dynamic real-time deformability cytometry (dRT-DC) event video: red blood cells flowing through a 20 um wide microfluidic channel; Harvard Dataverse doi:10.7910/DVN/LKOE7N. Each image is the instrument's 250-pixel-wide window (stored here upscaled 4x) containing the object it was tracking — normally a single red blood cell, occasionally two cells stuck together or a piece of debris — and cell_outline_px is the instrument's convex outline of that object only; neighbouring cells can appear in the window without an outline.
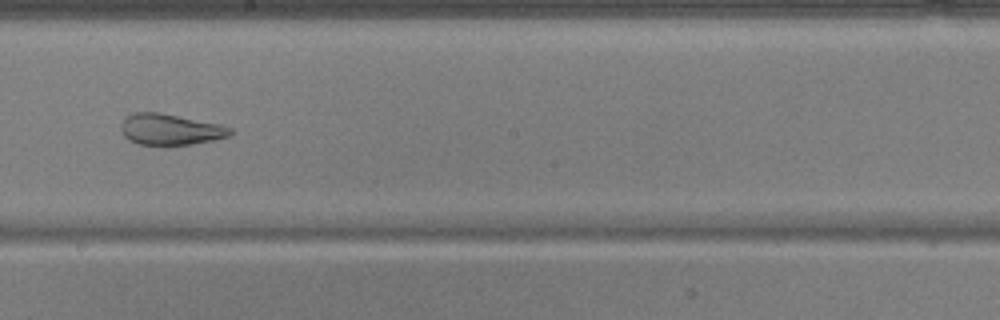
{"species": "common noctule bat (a hibernating species)", "species_latin": "Nyctalus noctula", "temperature_condition": "warm", "stored_images_in_passage": 53, "camera_frame_rate_fps": 3000, "um_per_image_px": 0.085, "animal": {"sex": "male", "body_mass_g": 17.9, "forearm_length_mm": 54.2}, "frame": {"image": 1, "passage_image": 30, "time_ms": 9.667, "image_size_px": [1000, 320], "cell_outline_px": [[232, 132], [228, 136], [212, 140], [192, 144], [140, 144], [128, 140], [124, 136], [120, 128], [120, 124], [132, 112], [160, 112], [220, 124], [232, 128]], "centroid_in_image_um": [14.45, 10.98], "position_along_channel_um": 233.7, "area_um2": 19.59}}
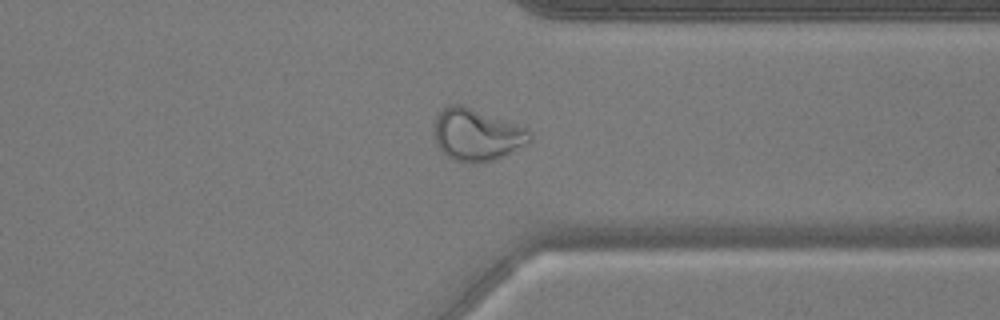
{"frame": {"image": 2, "passage_image": 41, "time_ms": 13.333, "image_size_px": [1000, 320], "cell_outline_px": [[532, 140], [524, 148], [504, 156], [492, 160], [476, 164], [472, 164], [456, 160], [448, 156], [436, 144], [436, 116], [440, 108], [448, 104], [460, 104], [524, 128], [532, 132]], "centroid_in_image_um": [40.55, 11.47], "position_along_channel_um": 370.8, "area_um2": 28.78}}
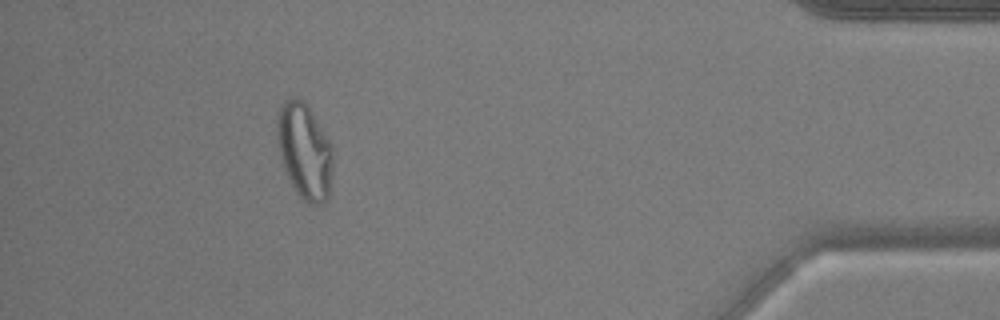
{"frame": {"image": 3, "passage_image": 48, "time_ms": 15.667, "image_size_px": [1000, 320], "cell_outline_px": [[332, 172], [328, 196], [324, 204], [308, 204], [300, 196], [292, 184], [284, 168], [280, 156], [276, 136], [276, 116], [280, 104], [284, 100], [296, 96], [304, 100], [308, 104], [332, 144]], "centroid_in_image_um": [25.87, 12.77], "position_along_channel_um": 409.3, "area_um2": 31.56}, "authors_computed_cell_mechanics": {"area_um2": 29.2468, "velocity_mm_per_s": 3.7665, "shape_relaxation_time_tau1_ms": null, "shape_relaxation_time_tau2_ms": 1.2341, "deformation_change_tau1": null, "deformation_change_tau2": 0.0905}}